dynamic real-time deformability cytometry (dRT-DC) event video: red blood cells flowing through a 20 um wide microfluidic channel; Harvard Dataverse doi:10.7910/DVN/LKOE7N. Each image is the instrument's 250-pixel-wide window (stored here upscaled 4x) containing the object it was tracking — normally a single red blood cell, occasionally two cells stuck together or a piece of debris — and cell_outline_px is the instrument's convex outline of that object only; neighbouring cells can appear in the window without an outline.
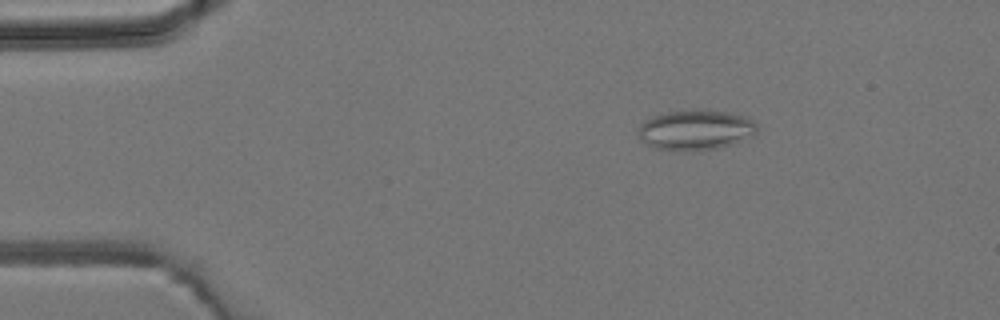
{"species": "common noctule bat (a hibernating species)", "species_latin": "Nyctalus noctula", "temperature_condition": "room temperature", "stored_images_in_passage": 5, "camera_frame_rate_fps": 3000, "um_per_image_px": 0.085, "animal": {"sex": "male", "body_mass_g": 19.2, "forearm_length_mm": 51.8}, "frame": {"image": 1, "passage_image": 3, "time_ms": 2.333, "image_size_px": [1000, 320], "cell_outline_px": [[756, 132], [752, 136], [732, 144], [716, 148], [684, 152], [656, 148], [640, 140], [636, 132], [640, 124], [652, 116], [668, 112], [728, 112], [748, 116], [756, 124]], "centroid_in_image_um": [59.1, 11.08], "position_along_channel_um": 25.9, "area_um2": 27.34}}